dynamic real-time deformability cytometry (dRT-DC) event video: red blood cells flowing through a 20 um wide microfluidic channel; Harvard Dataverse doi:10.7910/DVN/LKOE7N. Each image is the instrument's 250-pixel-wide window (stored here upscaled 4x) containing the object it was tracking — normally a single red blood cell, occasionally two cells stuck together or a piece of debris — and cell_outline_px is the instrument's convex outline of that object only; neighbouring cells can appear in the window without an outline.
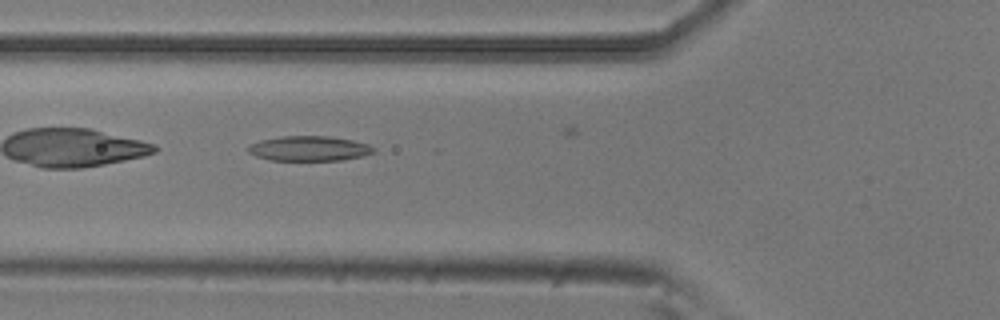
{"species": "common noctule bat (a hibernating species)", "species_latin": "Nyctalus noctula", "temperature_condition": "room temperature", "stored_images_in_passage": 6, "camera_frame_rate_fps": 3000, "um_per_image_px": 0.085, "animal": {"sex": "male", "body_mass_g": 20.5, "forearm_length_mm": 52.5}, "frame": {"image": 1, "passage_image": 6, "time_ms": 1.667, "image_size_px": [1000, 320], "cell_outline_px": [[376, 152], [364, 156], [340, 160], [268, 160], [256, 156], [248, 152], [248, 148], [252, 144], [260, 140], [280, 136], [328, 136], [352, 140], [368, 144], [376, 148]], "centroid_in_image_um": [26.31, 12.62], "position_along_channel_um": 99.5, "area_um2": 18.26}}